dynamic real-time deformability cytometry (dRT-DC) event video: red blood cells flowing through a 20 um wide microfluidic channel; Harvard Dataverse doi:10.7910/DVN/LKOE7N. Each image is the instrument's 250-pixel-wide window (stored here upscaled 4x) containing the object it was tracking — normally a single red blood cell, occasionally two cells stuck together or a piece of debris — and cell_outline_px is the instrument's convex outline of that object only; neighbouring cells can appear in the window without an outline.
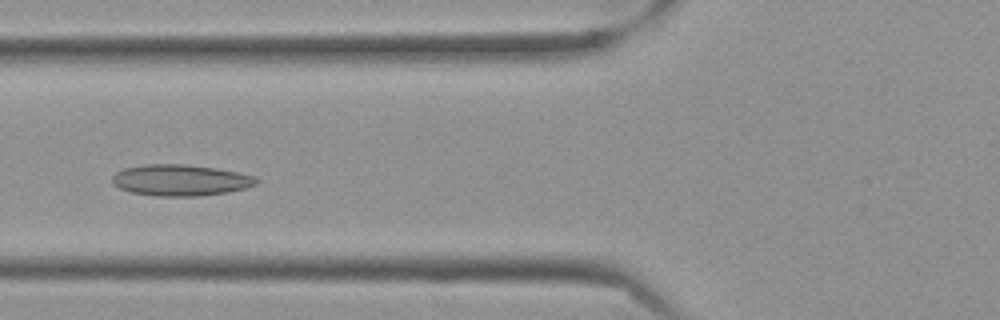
{"species": "Egyptian fruit bat (a non-hibernating species)", "species_latin": "Rousettus aegyptiacus", "temperature_condition": "cold", "stored_images_in_passage": 58, "camera_frame_rate_fps": 3000, "um_per_image_px": 0.085, "frame": {"image": 1, "passage_image": 22, "time_ms": 7.0, "image_size_px": [1000, 320], "cell_outline_px": [[260, 180], [256, 184], [244, 188], [228, 192], [200, 196], [156, 196], [132, 192], [120, 188], [112, 184], [112, 176], [116, 172], [124, 168], [144, 164], [184, 164], [216, 168], [236, 172], [252, 176]], "centroid_in_image_um": [15.31, 15.31], "position_along_channel_um": 110.5, "area_um2": 26.18}}
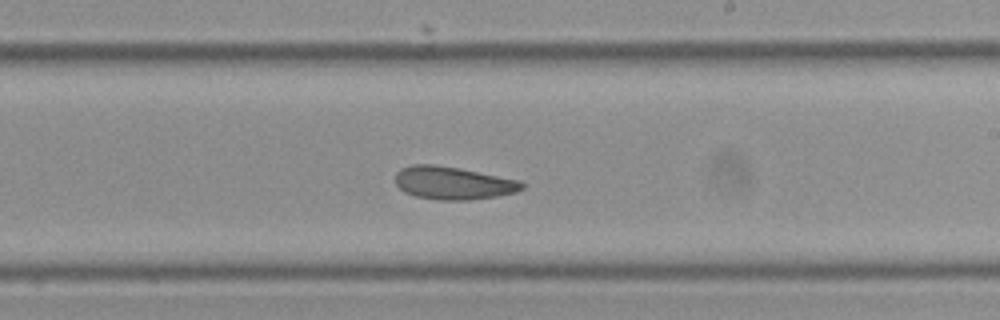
{"frame": {"image": 2, "passage_image": 34, "time_ms": 11.0, "image_size_px": [1000, 320], "cell_outline_px": [[524, 188], [516, 192], [496, 196], [468, 200], [440, 200], [416, 196], [404, 192], [396, 184], [396, 172], [400, 168], [412, 164], [432, 164], [460, 168], [520, 180], [524, 184]], "centroid_in_image_um": [38.51, 15.55], "position_along_channel_um": 250.5, "area_um2": 24.28}}
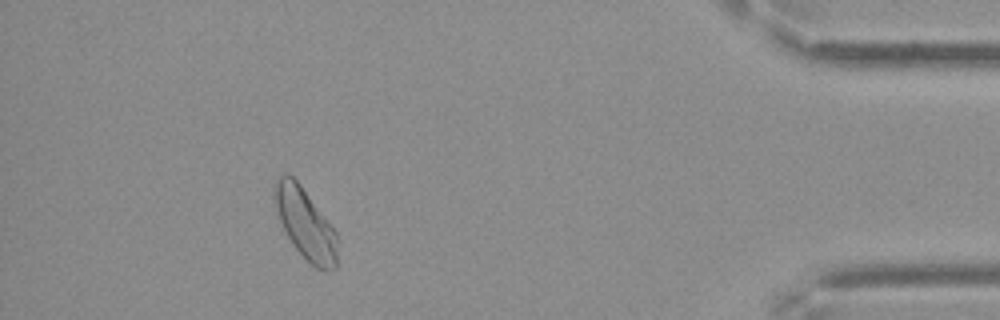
{"frame": {"image": 3, "passage_image": 52, "time_ms": 17.0, "image_size_px": [1000, 320], "cell_outline_px": [[336, 268], [316, 268], [292, 244], [280, 220], [276, 208], [272, 192], [276, 176], [292, 176], [300, 184], [336, 232]], "centroid_in_image_um": [25.91, 18.96], "position_along_channel_um": 409.3, "area_um2": 25.03}, "authors_computed_cell_mechanics": {"area_um2": 25.7788, "velocity_mm_per_s": 3.4976, "shape_relaxation_time_tau1_ms": null, "shape_relaxation_time_tau2_ms": 3.1582, "deformation_change_tau1": null, "deformation_change_tau2": 0.0981}}